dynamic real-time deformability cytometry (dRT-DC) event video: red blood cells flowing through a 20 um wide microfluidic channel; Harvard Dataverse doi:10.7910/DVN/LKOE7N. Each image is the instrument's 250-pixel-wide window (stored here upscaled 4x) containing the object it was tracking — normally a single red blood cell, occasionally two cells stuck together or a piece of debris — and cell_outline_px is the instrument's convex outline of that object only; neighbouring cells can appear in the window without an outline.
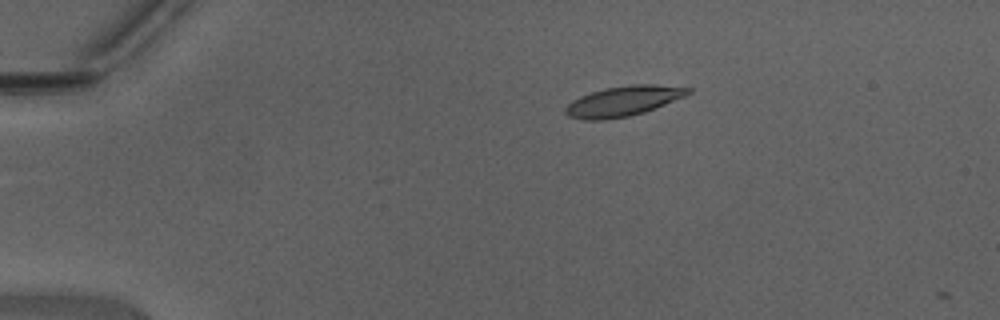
{"species": "Egyptian fruit bat (a non-hibernating species)", "species_latin": "Rousettus aegyptiacus", "temperature_condition": "warm", "stored_images_in_passage": 4, "camera_frame_rate_fps": 3000, "um_per_image_px": 0.085, "animal": {"sex": "male"}, "frame": {"image": 1, "passage_image": 1, "time_ms": 0.0, "image_size_px": [1000, 320], "cell_outline_px": [[692, 92], [684, 96], [644, 112], [628, 116], [604, 120], [584, 120], [568, 116], [564, 112], [564, 108], [572, 100], [580, 96], [604, 88], [632, 84], [656, 84], [692, 88]], "centroid_in_image_um": [52.95, 8.59], "position_along_channel_um": 32.1, "area_um2": 21.44}}